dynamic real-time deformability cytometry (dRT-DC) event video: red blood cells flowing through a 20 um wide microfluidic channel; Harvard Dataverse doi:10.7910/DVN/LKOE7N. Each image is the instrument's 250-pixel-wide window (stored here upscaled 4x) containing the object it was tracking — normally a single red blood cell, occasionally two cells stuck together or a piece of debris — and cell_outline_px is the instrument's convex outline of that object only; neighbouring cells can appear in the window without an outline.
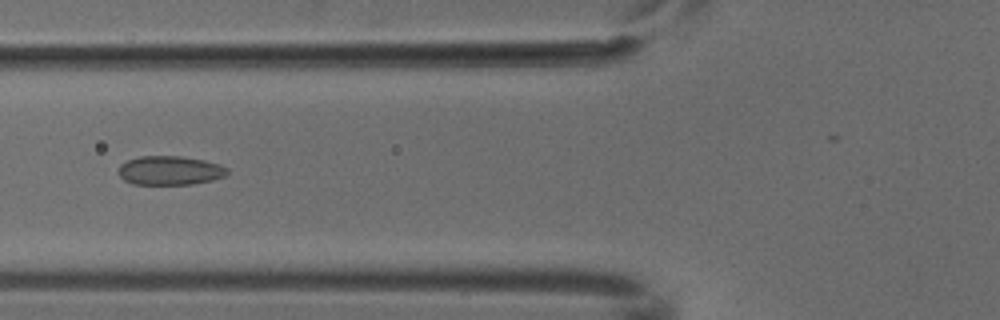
{"species": "common noctule bat (a hibernating species)", "species_latin": "Nyctalus noctula", "temperature_condition": "cold", "stored_images_in_passage": 6, "camera_frame_rate_fps": 3000, "um_per_image_px": 0.085, "animal": {"sex": "male", "body_mass_g": 18.8}, "frame": {"image": 1, "passage_image": 6, "time_ms": 1.667, "image_size_px": [1000, 320], "cell_outline_px": [[228, 172], [224, 176], [212, 180], [192, 184], [132, 184], [124, 180], [116, 172], [120, 164], [128, 160], [140, 156], [180, 156], [204, 160], [228, 168]], "centroid_in_image_um": [14.39, 14.49], "position_along_channel_um": 111.4, "area_um2": 18.38}}